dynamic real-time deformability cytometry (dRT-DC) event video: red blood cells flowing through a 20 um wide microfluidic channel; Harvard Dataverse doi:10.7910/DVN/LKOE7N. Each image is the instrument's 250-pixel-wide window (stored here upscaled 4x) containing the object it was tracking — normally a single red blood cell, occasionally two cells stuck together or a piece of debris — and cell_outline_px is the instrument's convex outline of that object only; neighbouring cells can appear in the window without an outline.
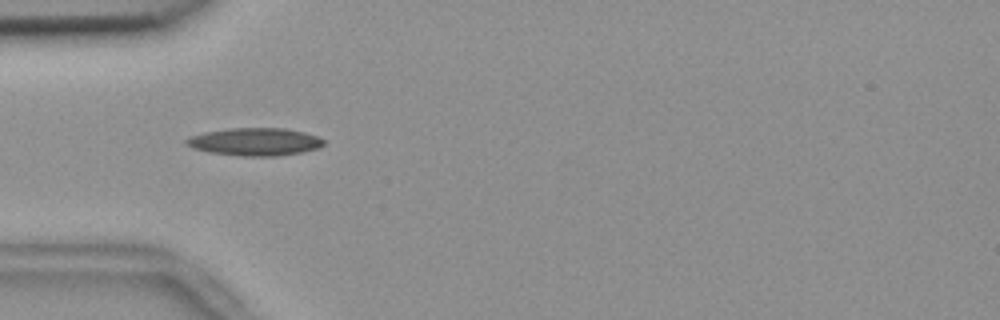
{"species": "common noctule bat (a hibernating species)", "species_latin": "Nyctalus noctula", "temperature_condition": "room temperature", "stored_images_in_passage": 54, "camera_frame_rate_fps": 3000, "um_per_image_px": 0.085, "animal": {"sex": "female", "body_mass_g": 18.4}, "frame": {"image": 1, "passage_image": 16, "time_ms": 5.0, "image_size_px": [1000, 320], "cell_outline_px": [[324, 144], [320, 148], [300, 152], [276, 156], [240, 156], [208, 152], [192, 148], [184, 140], [192, 136], [204, 132], [228, 128], [284, 128], [304, 132], [316, 136], [324, 140]], "centroid_in_image_um": [21.67, 12.05], "position_along_channel_um": 63.3, "area_um2": 22.14}}
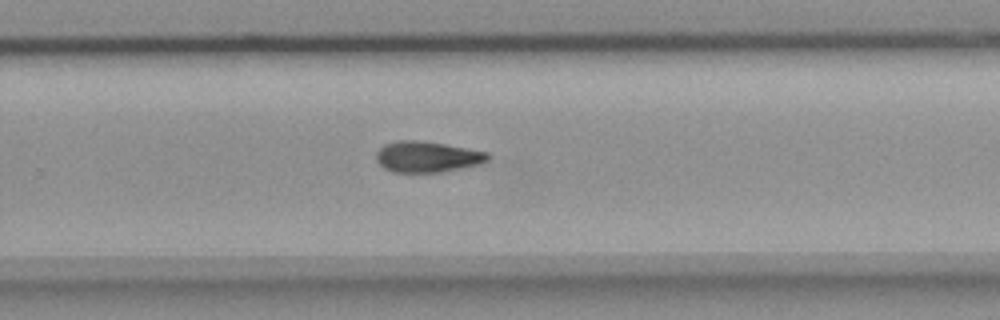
{"frame": {"image": 2, "passage_image": 35, "time_ms": 11.333, "image_size_px": [1000, 320], "cell_outline_px": [[488, 160], [480, 164], [440, 172], [392, 172], [384, 168], [376, 160], [376, 152], [384, 144], [400, 140], [416, 140], [444, 144], [488, 152]], "centroid_in_image_um": [36.28, 13.33], "position_along_channel_um": 293.5, "area_um2": 19.94}}
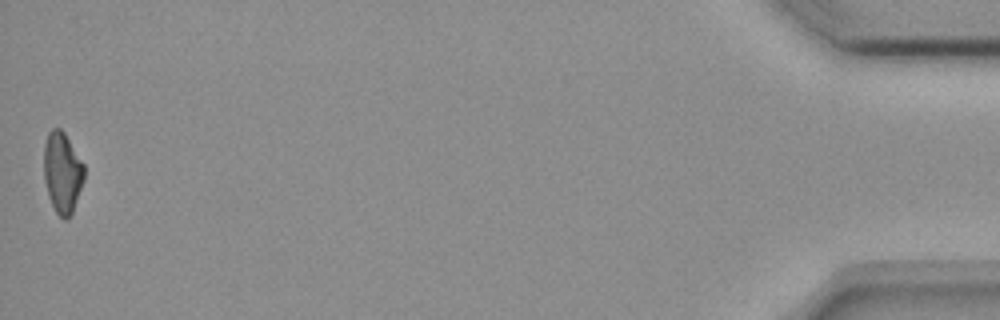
{"frame": {"image": 3, "passage_image": 54, "time_ms": 17.667, "image_size_px": [1000, 320], "cell_outline_px": [[84, 180], [72, 212], [68, 220], [64, 220], [56, 212], [48, 196], [44, 180], [44, 144], [48, 132], [52, 128], [60, 128], [64, 132], [84, 164]], "centroid_in_image_um": [5.29, 14.66], "position_along_channel_um": 429.9, "area_um2": 19.02}}